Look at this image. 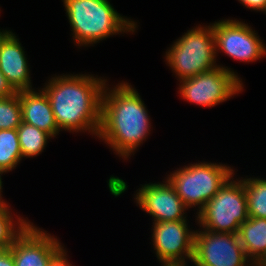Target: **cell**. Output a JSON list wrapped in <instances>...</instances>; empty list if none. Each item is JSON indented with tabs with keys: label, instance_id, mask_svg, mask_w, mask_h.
Masks as SVG:
<instances>
[{
	"label": "cell",
	"instance_id": "9",
	"mask_svg": "<svg viewBox=\"0 0 266 266\" xmlns=\"http://www.w3.org/2000/svg\"><path fill=\"white\" fill-rule=\"evenodd\" d=\"M193 258L205 266H254L246 256L238 234L206 229L195 230Z\"/></svg>",
	"mask_w": 266,
	"mask_h": 266
},
{
	"label": "cell",
	"instance_id": "23",
	"mask_svg": "<svg viewBox=\"0 0 266 266\" xmlns=\"http://www.w3.org/2000/svg\"><path fill=\"white\" fill-rule=\"evenodd\" d=\"M67 251L64 247L53 257L49 266H73L68 258Z\"/></svg>",
	"mask_w": 266,
	"mask_h": 266
},
{
	"label": "cell",
	"instance_id": "28",
	"mask_svg": "<svg viewBox=\"0 0 266 266\" xmlns=\"http://www.w3.org/2000/svg\"><path fill=\"white\" fill-rule=\"evenodd\" d=\"M161 266H188L187 263H162Z\"/></svg>",
	"mask_w": 266,
	"mask_h": 266
},
{
	"label": "cell",
	"instance_id": "4",
	"mask_svg": "<svg viewBox=\"0 0 266 266\" xmlns=\"http://www.w3.org/2000/svg\"><path fill=\"white\" fill-rule=\"evenodd\" d=\"M216 58L212 24L194 26L165 52L166 64L179 81L215 69L219 66Z\"/></svg>",
	"mask_w": 266,
	"mask_h": 266
},
{
	"label": "cell",
	"instance_id": "7",
	"mask_svg": "<svg viewBox=\"0 0 266 266\" xmlns=\"http://www.w3.org/2000/svg\"><path fill=\"white\" fill-rule=\"evenodd\" d=\"M242 79L234 70L219 65L211 71L180 80L178 93L182 99L201 107H214L244 89Z\"/></svg>",
	"mask_w": 266,
	"mask_h": 266
},
{
	"label": "cell",
	"instance_id": "13",
	"mask_svg": "<svg viewBox=\"0 0 266 266\" xmlns=\"http://www.w3.org/2000/svg\"><path fill=\"white\" fill-rule=\"evenodd\" d=\"M23 49L12 31L0 45V71L16 92L32 90L30 67Z\"/></svg>",
	"mask_w": 266,
	"mask_h": 266
},
{
	"label": "cell",
	"instance_id": "16",
	"mask_svg": "<svg viewBox=\"0 0 266 266\" xmlns=\"http://www.w3.org/2000/svg\"><path fill=\"white\" fill-rule=\"evenodd\" d=\"M17 132L22 159L41 154L46 148L48 140L52 139L48 133L23 121L18 126Z\"/></svg>",
	"mask_w": 266,
	"mask_h": 266
},
{
	"label": "cell",
	"instance_id": "2",
	"mask_svg": "<svg viewBox=\"0 0 266 266\" xmlns=\"http://www.w3.org/2000/svg\"><path fill=\"white\" fill-rule=\"evenodd\" d=\"M107 79L90 74L55 75L45 83L46 93L59 130L97 136L102 95Z\"/></svg>",
	"mask_w": 266,
	"mask_h": 266
},
{
	"label": "cell",
	"instance_id": "22",
	"mask_svg": "<svg viewBox=\"0 0 266 266\" xmlns=\"http://www.w3.org/2000/svg\"><path fill=\"white\" fill-rule=\"evenodd\" d=\"M243 6L266 14V0H238Z\"/></svg>",
	"mask_w": 266,
	"mask_h": 266
},
{
	"label": "cell",
	"instance_id": "24",
	"mask_svg": "<svg viewBox=\"0 0 266 266\" xmlns=\"http://www.w3.org/2000/svg\"><path fill=\"white\" fill-rule=\"evenodd\" d=\"M0 266H15L10 248L0 250Z\"/></svg>",
	"mask_w": 266,
	"mask_h": 266
},
{
	"label": "cell",
	"instance_id": "29",
	"mask_svg": "<svg viewBox=\"0 0 266 266\" xmlns=\"http://www.w3.org/2000/svg\"><path fill=\"white\" fill-rule=\"evenodd\" d=\"M190 260H191V262H193V265H195V266H205V265L200 264L199 262H197L194 258H191Z\"/></svg>",
	"mask_w": 266,
	"mask_h": 266
},
{
	"label": "cell",
	"instance_id": "8",
	"mask_svg": "<svg viewBox=\"0 0 266 266\" xmlns=\"http://www.w3.org/2000/svg\"><path fill=\"white\" fill-rule=\"evenodd\" d=\"M212 27L216 56L222 51L235 60L248 63L265 57L266 44L251 25L236 19H222L212 23Z\"/></svg>",
	"mask_w": 266,
	"mask_h": 266
},
{
	"label": "cell",
	"instance_id": "27",
	"mask_svg": "<svg viewBox=\"0 0 266 266\" xmlns=\"http://www.w3.org/2000/svg\"><path fill=\"white\" fill-rule=\"evenodd\" d=\"M254 266H266V254Z\"/></svg>",
	"mask_w": 266,
	"mask_h": 266
},
{
	"label": "cell",
	"instance_id": "21",
	"mask_svg": "<svg viewBox=\"0 0 266 266\" xmlns=\"http://www.w3.org/2000/svg\"><path fill=\"white\" fill-rule=\"evenodd\" d=\"M17 92L9 84L3 73L0 71V98L15 95Z\"/></svg>",
	"mask_w": 266,
	"mask_h": 266
},
{
	"label": "cell",
	"instance_id": "20",
	"mask_svg": "<svg viewBox=\"0 0 266 266\" xmlns=\"http://www.w3.org/2000/svg\"><path fill=\"white\" fill-rule=\"evenodd\" d=\"M22 122V109L19 92L0 98V130L17 129Z\"/></svg>",
	"mask_w": 266,
	"mask_h": 266
},
{
	"label": "cell",
	"instance_id": "25",
	"mask_svg": "<svg viewBox=\"0 0 266 266\" xmlns=\"http://www.w3.org/2000/svg\"><path fill=\"white\" fill-rule=\"evenodd\" d=\"M10 30H0V45L2 44L3 40L7 37V35L10 33Z\"/></svg>",
	"mask_w": 266,
	"mask_h": 266
},
{
	"label": "cell",
	"instance_id": "12",
	"mask_svg": "<svg viewBox=\"0 0 266 266\" xmlns=\"http://www.w3.org/2000/svg\"><path fill=\"white\" fill-rule=\"evenodd\" d=\"M56 238L30 223L10 247L15 266H49L63 248Z\"/></svg>",
	"mask_w": 266,
	"mask_h": 266
},
{
	"label": "cell",
	"instance_id": "17",
	"mask_svg": "<svg viewBox=\"0 0 266 266\" xmlns=\"http://www.w3.org/2000/svg\"><path fill=\"white\" fill-rule=\"evenodd\" d=\"M9 207L7 202L0 204V250L10 248L15 239L31 223L18 215H16L14 221L12 209Z\"/></svg>",
	"mask_w": 266,
	"mask_h": 266
},
{
	"label": "cell",
	"instance_id": "26",
	"mask_svg": "<svg viewBox=\"0 0 266 266\" xmlns=\"http://www.w3.org/2000/svg\"><path fill=\"white\" fill-rule=\"evenodd\" d=\"M3 173H4V172L0 170V204L6 202V201H4V200L2 199V193H1V192H2V189H3V188H2V187H3V186H2L3 181H2L1 176L3 175Z\"/></svg>",
	"mask_w": 266,
	"mask_h": 266
},
{
	"label": "cell",
	"instance_id": "19",
	"mask_svg": "<svg viewBox=\"0 0 266 266\" xmlns=\"http://www.w3.org/2000/svg\"><path fill=\"white\" fill-rule=\"evenodd\" d=\"M245 185L248 216L266 219V179L242 177Z\"/></svg>",
	"mask_w": 266,
	"mask_h": 266
},
{
	"label": "cell",
	"instance_id": "1",
	"mask_svg": "<svg viewBox=\"0 0 266 266\" xmlns=\"http://www.w3.org/2000/svg\"><path fill=\"white\" fill-rule=\"evenodd\" d=\"M105 85L98 139L111 147L116 155L127 158L148 138L151 120L138 91L128 82Z\"/></svg>",
	"mask_w": 266,
	"mask_h": 266
},
{
	"label": "cell",
	"instance_id": "15",
	"mask_svg": "<svg viewBox=\"0 0 266 266\" xmlns=\"http://www.w3.org/2000/svg\"><path fill=\"white\" fill-rule=\"evenodd\" d=\"M238 237L246 256L255 265L266 254V219L249 217L240 225Z\"/></svg>",
	"mask_w": 266,
	"mask_h": 266
},
{
	"label": "cell",
	"instance_id": "18",
	"mask_svg": "<svg viewBox=\"0 0 266 266\" xmlns=\"http://www.w3.org/2000/svg\"><path fill=\"white\" fill-rule=\"evenodd\" d=\"M21 160L17 129L0 130V170L4 173L12 171Z\"/></svg>",
	"mask_w": 266,
	"mask_h": 266
},
{
	"label": "cell",
	"instance_id": "6",
	"mask_svg": "<svg viewBox=\"0 0 266 266\" xmlns=\"http://www.w3.org/2000/svg\"><path fill=\"white\" fill-rule=\"evenodd\" d=\"M232 174L212 199L197 213V224L212 232L238 234L248 216L245 185Z\"/></svg>",
	"mask_w": 266,
	"mask_h": 266
},
{
	"label": "cell",
	"instance_id": "14",
	"mask_svg": "<svg viewBox=\"0 0 266 266\" xmlns=\"http://www.w3.org/2000/svg\"><path fill=\"white\" fill-rule=\"evenodd\" d=\"M19 99L23 122L39 128L52 138L59 134L50 101L42 89L20 91Z\"/></svg>",
	"mask_w": 266,
	"mask_h": 266
},
{
	"label": "cell",
	"instance_id": "11",
	"mask_svg": "<svg viewBox=\"0 0 266 266\" xmlns=\"http://www.w3.org/2000/svg\"><path fill=\"white\" fill-rule=\"evenodd\" d=\"M158 183H148L136 190V205L152 216L154 222L186 220L189 208L177 195L167 179Z\"/></svg>",
	"mask_w": 266,
	"mask_h": 266
},
{
	"label": "cell",
	"instance_id": "10",
	"mask_svg": "<svg viewBox=\"0 0 266 266\" xmlns=\"http://www.w3.org/2000/svg\"><path fill=\"white\" fill-rule=\"evenodd\" d=\"M186 220L153 222L152 244L159 263H187L194 256L195 231Z\"/></svg>",
	"mask_w": 266,
	"mask_h": 266
},
{
	"label": "cell",
	"instance_id": "3",
	"mask_svg": "<svg viewBox=\"0 0 266 266\" xmlns=\"http://www.w3.org/2000/svg\"><path fill=\"white\" fill-rule=\"evenodd\" d=\"M77 46H91L110 36L134 33L137 22L120 15L109 0H63Z\"/></svg>",
	"mask_w": 266,
	"mask_h": 266
},
{
	"label": "cell",
	"instance_id": "5",
	"mask_svg": "<svg viewBox=\"0 0 266 266\" xmlns=\"http://www.w3.org/2000/svg\"><path fill=\"white\" fill-rule=\"evenodd\" d=\"M232 167L222 163H190L174 172L166 179L188 208L198 207L196 214L212 199L225 181L234 174Z\"/></svg>",
	"mask_w": 266,
	"mask_h": 266
}]
</instances>
